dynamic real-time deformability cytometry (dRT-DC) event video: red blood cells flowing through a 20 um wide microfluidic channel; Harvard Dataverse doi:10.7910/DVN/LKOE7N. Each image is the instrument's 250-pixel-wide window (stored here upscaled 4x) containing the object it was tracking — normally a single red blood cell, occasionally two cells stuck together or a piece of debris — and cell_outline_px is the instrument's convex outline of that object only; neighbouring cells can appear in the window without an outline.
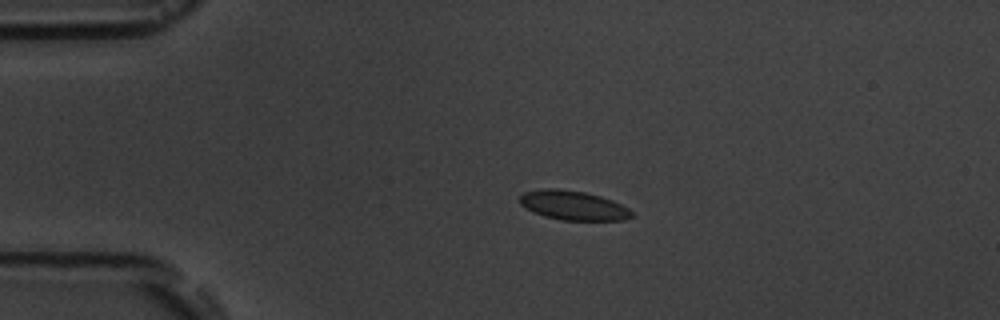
{"species": "common noctule bat (a hibernating species)", "species_latin": "Nyctalus noctula", "temperature_condition": "room temperature", "stored_images_in_passage": 5, "camera_frame_rate_fps": 3000, "um_per_image_px": 0.085, "animal": {"sex": "male", "body_mass_g": 19.5, "forearm_length_mm": 54.6}, "frame": {"image": 1, "passage_image": 4, "time_ms": 3.333, "image_size_px": [1000, 320], "cell_outline_px": [[632, 216], [624, 220], [560, 220], [544, 216], [532, 212], [520, 204], [520, 196], [524, 192], [540, 188], [556, 188], [584, 192], [600, 196], [612, 200], [628, 208], [632, 212]], "centroid_in_image_um": [48.69, 17.45], "position_along_channel_um": 36.3, "area_um2": 19.13}}